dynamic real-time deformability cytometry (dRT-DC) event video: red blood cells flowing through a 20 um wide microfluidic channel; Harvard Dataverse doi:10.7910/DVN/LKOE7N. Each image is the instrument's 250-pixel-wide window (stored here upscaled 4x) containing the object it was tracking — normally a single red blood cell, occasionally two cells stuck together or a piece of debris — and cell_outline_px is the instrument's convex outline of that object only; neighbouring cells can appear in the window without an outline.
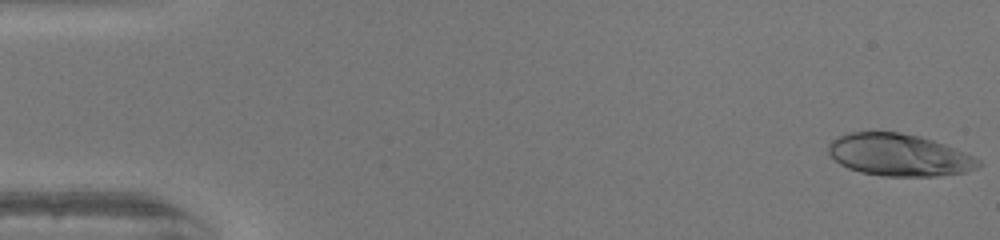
{"species": "human", "species_latin": "Homo sapiens", "temperature_condition": "warm", "stored_images_in_passage": 51, "camera_frame_rate_fps": 3000, "um_per_image_px": 0.085, "donor": {"sex": "female"}, "frame": {"image": 1, "passage_image": 1, "time_ms": 0.0, "image_size_px": [1000, 240], "cell_outline_px": [[984, 164], [976, 168], [964, 172], [936, 176], [880, 176], [860, 172], [848, 168], [840, 164], [828, 152], [828, 144], [832, 140], [848, 132], [896, 132], [920, 136], [944, 144], [964, 152], [980, 160]], "centroid_in_image_um": [76.41, 13.18], "position_along_channel_um": 8.6, "area_um2": 36.7}}
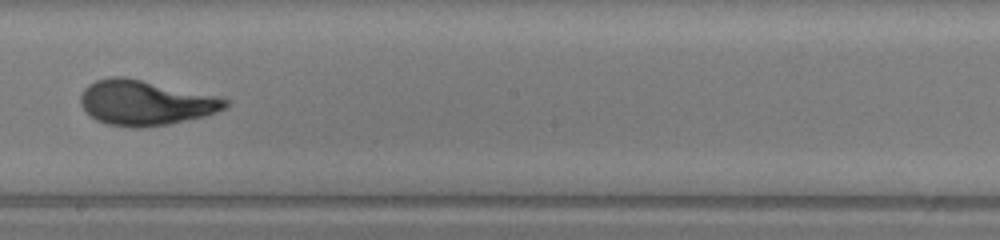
{"frame": {"image": 2, "passage_image": 29, "time_ms": 9.333, "image_size_px": [1000, 240], "cell_outline_px": [[228, 104], [224, 108], [216, 112], [204, 116], [168, 124], [136, 128], [132, 128], [108, 124], [96, 120], [80, 104], [80, 96], [84, 88], [88, 84], [96, 80], [108, 76], [124, 76], [220, 96], [228, 100]], "centroid_in_image_um": [12.34, 8.72], "position_along_channel_um": 235.9, "area_um2": 37.97}}
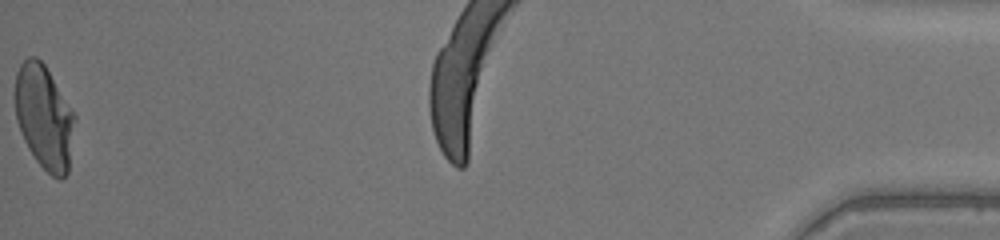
{"frame": {"image": 3, "passage_image": 51, "time_ms": 16.667, "image_size_px": [1000, 240], "cell_outline_px": [[76, 120], [68, 172], [60, 180], [52, 176], [36, 160], [28, 148], [20, 132], [16, 120], [16, 72], [20, 64], [28, 56], [36, 56], [44, 64], [76, 116]], "centroid_in_image_um": [3.76, 9.96], "position_along_channel_um": 431.4, "area_um2": 36.01}, "authors_computed_cell_mechanics": {"area_um2": 36.0094, "velocity_mm_per_s": 4.096, "shape_relaxation_time_tau1_ms": 5.1842, "shape_relaxation_time_tau2_ms": null, "deformation_change_tau1": 0.257, "deformation_change_tau2": null}}